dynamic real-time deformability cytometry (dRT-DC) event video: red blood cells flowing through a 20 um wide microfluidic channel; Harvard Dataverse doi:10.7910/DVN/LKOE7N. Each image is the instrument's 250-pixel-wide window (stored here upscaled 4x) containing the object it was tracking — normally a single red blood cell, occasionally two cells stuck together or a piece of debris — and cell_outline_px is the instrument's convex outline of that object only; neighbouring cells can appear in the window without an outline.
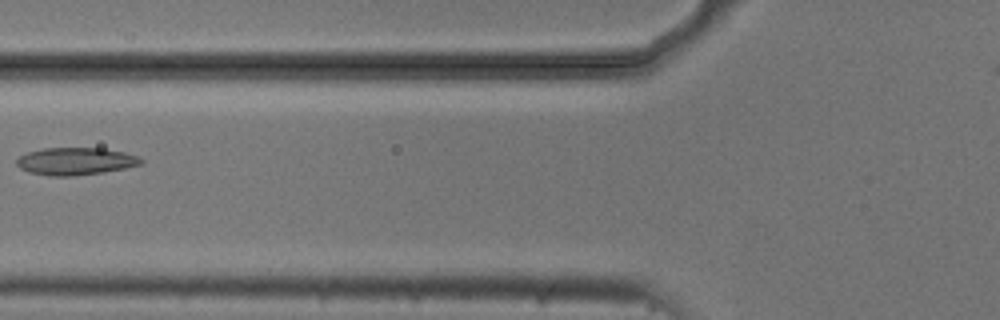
{"species": "common noctule bat (a hibernating species)", "species_latin": "Nyctalus noctula", "temperature_condition": "cold", "stored_images_in_passage": 5, "camera_frame_rate_fps": 3000, "um_per_image_px": 0.085, "animal": {"sex": "male", "body_mass_g": 20.5, "forearm_length_mm": 52.5}, "frame": {"image": 1, "passage_image": 5, "time_ms": 1.333, "image_size_px": [1000, 320], "cell_outline_px": [[144, 164], [104, 172], [76, 176], [48, 176], [28, 172], [20, 168], [16, 164], [16, 160], [20, 156], [28, 152], [44, 148], [104, 148], [124, 152], [140, 156], [144, 160]], "centroid_in_image_um": [6.45, 13.71], "position_along_channel_um": 119.3, "area_um2": 20.11}}